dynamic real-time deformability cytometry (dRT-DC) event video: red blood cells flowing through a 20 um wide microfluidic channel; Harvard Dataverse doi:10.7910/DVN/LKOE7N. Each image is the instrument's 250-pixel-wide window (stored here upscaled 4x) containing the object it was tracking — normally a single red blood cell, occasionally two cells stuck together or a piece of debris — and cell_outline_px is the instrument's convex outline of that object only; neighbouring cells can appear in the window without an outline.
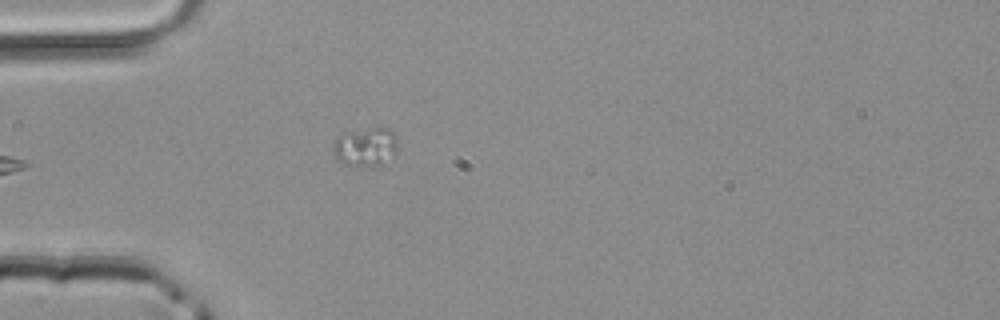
{"species": "common noctule bat (a hibernating species)", "species_latin": "Nyctalus noctula", "temperature_condition": "room temperature", "stored_images_in_passage": 5, "segment_of_instrument_passage": [2, 2], "camera_frame_rate_fps": 3000, "um_per_image_px": 0.085, "animal": {"sex": "male", "body_mass_g": 20.4}, "frame": {"image": 1, "passage_image": 5, "time_ms": 1.333, "image_size_px": [1000, 320], "cell_outline_px": [[396, 156], [380, 164], [344, 164], [332, 152], [332, 148], [336, 136], [352, 132], [372, 128], [388, 128], [396, 136]], "centroid_in_image_um": [31.08, 12.46], "position_along_channel_um": 53.9, "area_um2": 14.05}}